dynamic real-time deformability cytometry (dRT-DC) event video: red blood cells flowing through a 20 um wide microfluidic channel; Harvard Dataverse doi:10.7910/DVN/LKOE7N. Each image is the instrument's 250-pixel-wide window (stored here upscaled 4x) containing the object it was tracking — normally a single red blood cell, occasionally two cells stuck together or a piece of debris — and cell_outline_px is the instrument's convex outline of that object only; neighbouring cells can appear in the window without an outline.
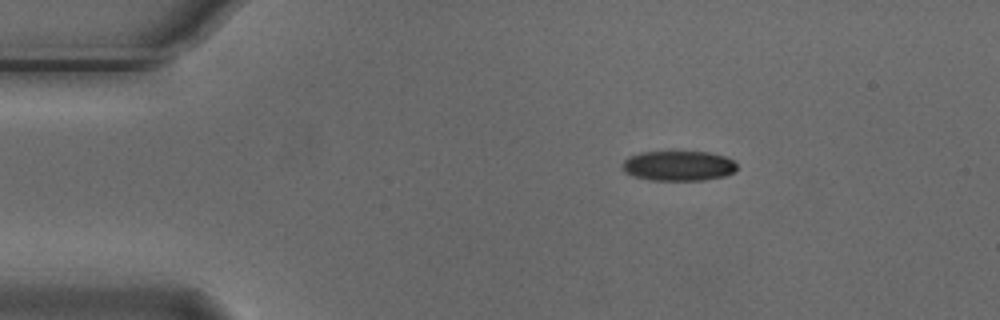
{"species": "Egyptian fruit bat (a non-hibernating species)", "species_latin": "Rousettus aegyptiacus", "temperature_condition": "cold", "stored_images_in_passage": 3, "camera_frame_rate_fps": 3000, "um_per_image_px": 0.085, "animal": {"sex": "male"}, "frame": {"image": 1, "passage_image": 1, "time_ms": 0.0, "image_size_px": [1000, 320], "cell_outline_px": [[736, 172], [724, 176], [704, 180], [652, 180], [632, 176], [624, 172], [620, 164], [628, 156], [640, 152], [708, 152], [724, 156], [732, 160], [736, 164]], "centroid_in_image_um": [57.63, 14.1], "position_along_channel_um": 27.4, "area_um2": 20.17}}
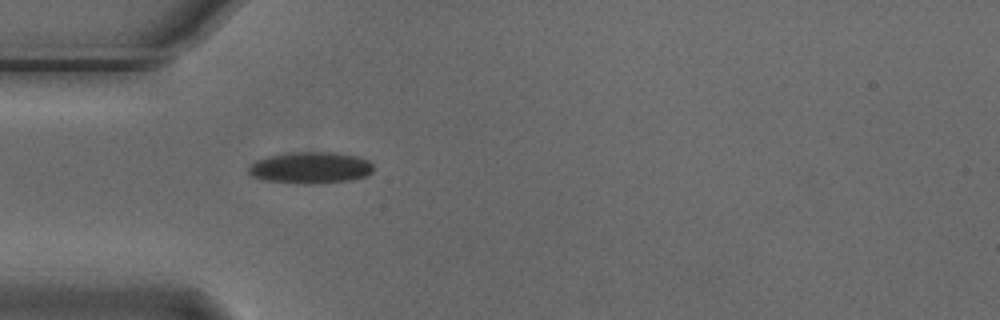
{"frame": {"image": 2, "passage_image": 3, "time_ms": 0.667, "image_size_px": [1000, 320], "cell_outline_px": [[372, 172], [364, 176], [352, 180], [312, 184], [296, 184], [264, 180], [252, 176], [248, 172], [248, 168], [256, 160], [268, 156], [292, 152], [336, 152], [356, 156], [368, 160], [372, 164]], "centroid_in_image_um": [26.38, 14.26], "position_along_channel_um": 58.6, "area_um2": 23.06}}